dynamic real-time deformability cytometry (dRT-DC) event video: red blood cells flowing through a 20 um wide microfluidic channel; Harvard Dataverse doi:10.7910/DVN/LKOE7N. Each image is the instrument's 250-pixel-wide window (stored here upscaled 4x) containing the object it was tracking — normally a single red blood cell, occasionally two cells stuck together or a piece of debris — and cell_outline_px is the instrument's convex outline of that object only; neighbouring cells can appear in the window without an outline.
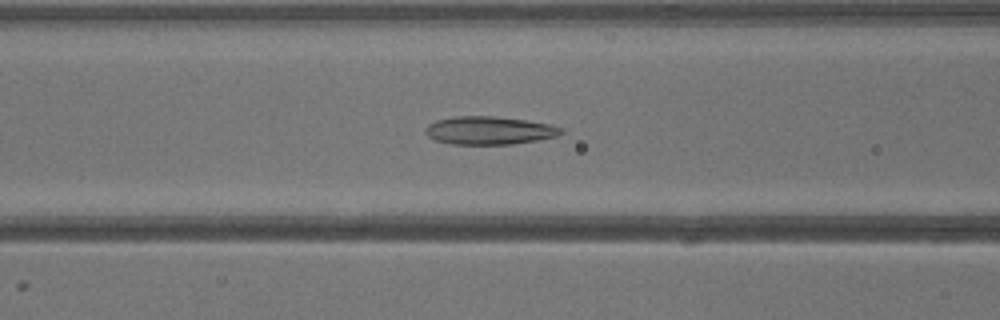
{"species": "common noctule bat (a hibernating species)", "species_latin": "Nyctalus noctula", "temperature_condition": "warm", "stored_images_in_passage": 42, "camera_frame_rate_fps": 3000, "um_per_image_px": 0.085, "animal": {"sex": "male", "body_mass_g": 13.3}, "frame": {"image": 1, "passage_image": 17, "time_ms": 5.333, "image_size_px": [1000, 320], "cell_outline_px": [[564, 132], [556, 136], [540, 140], [512, 144], [452, 144], [436, 140], [428, 136], [424, 132], [424, 128], [428, 124], [436, 120], [452, 116], [492, 116], [528, 120], [552, 124], [564, 128]], "centroid_in_image_um": [41.61, 11.08], "position_along_channel_um": 125.0, "area_um2": 22.48}}
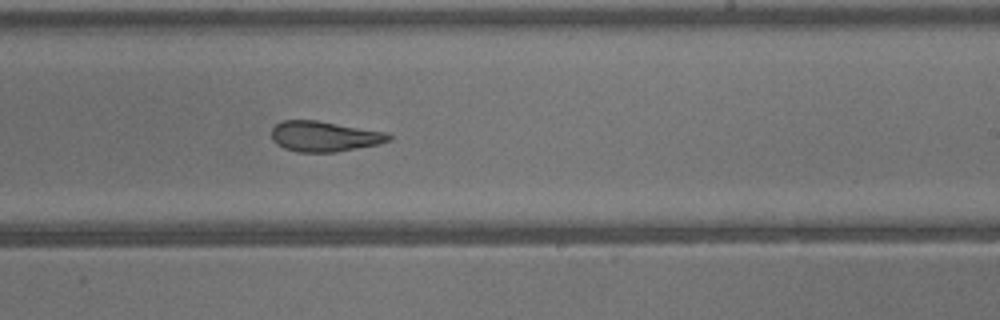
{"frame": {"image": 2, "passage_image": 25, "time_ms": 8.0, "image_size_px": [1000, 320], "cell_outline_px": [[392, 140], [380, 144], [336, 152], [296, 152], [284, 148], [276, 144], [272, 140], [272, 128], [276, 124], [284, 120], [316, 120], [388, 132], [392, 136]], "centroid_in_image_um": [27.6, 11.59], "position_along_channel_um": 261.4, "area_um2": 20.98}}
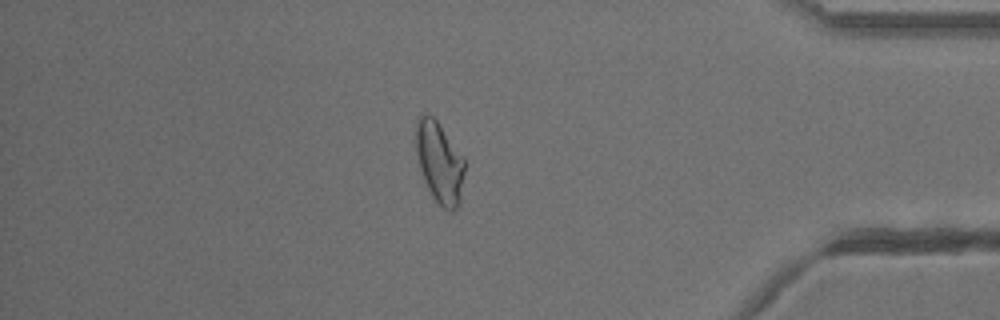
{"frame": {"image": 3, "passage_image": 35, "time_ms": 11.333, "image_size_px": [1000, 320], "cell_outline_px": [[464, 172], [460, 204], [456, 212], [448, 212], [432, 196], [424, 180], [416, 156], [416, 120], [424, 112], [428, 112], [440, 124], [464, 156]], "centroid_in_image_um": [37.37, 13.8], "position_along_channel_um": 397.8, "area_um2": 23.41}}